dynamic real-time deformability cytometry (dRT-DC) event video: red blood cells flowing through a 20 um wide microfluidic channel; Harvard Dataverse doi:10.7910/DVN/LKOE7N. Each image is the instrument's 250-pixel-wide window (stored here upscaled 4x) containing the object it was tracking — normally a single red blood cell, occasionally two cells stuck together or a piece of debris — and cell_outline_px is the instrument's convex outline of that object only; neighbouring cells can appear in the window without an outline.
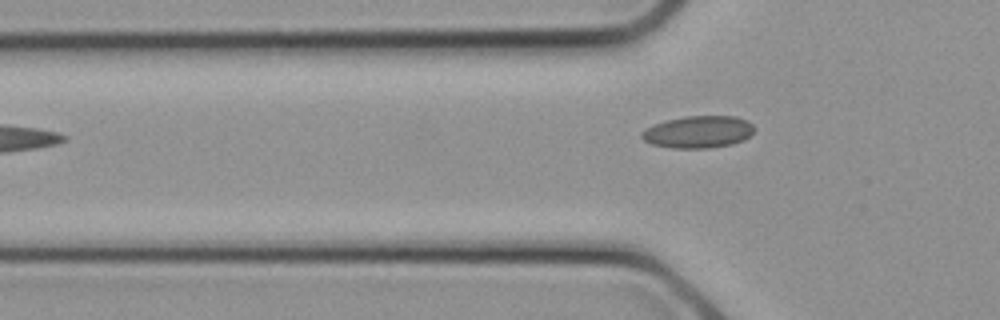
{"species": "common noctule bat (a hibernating species)", "species_latin": "Nyctalus noctula", "temperature_condition": "cold", "stored_images_in_passage": 12, "camera_frame_rate_fps": 3000, "um_per_image_px": 0.085, "animal": {"sex": "female", "body_mass_g": 21.9}, "frame": {"image": 1, "passage_image": 12, "time_ms": 3.667, "image_size_px": [1000, 320], "cell_outline_px": [[756, 128], [744, 140], [732, 144], [708, 148], [672, 148], [652, 144], [644, 140], [640, 136], [640, 132], [644, 128], [668, 120], [684, 116], [736, 116], [748, 120]], "centroid_in_image_um": [59.36, 11.21], "position_along_channel_um": 66.4, "area_um2": 21.15}}